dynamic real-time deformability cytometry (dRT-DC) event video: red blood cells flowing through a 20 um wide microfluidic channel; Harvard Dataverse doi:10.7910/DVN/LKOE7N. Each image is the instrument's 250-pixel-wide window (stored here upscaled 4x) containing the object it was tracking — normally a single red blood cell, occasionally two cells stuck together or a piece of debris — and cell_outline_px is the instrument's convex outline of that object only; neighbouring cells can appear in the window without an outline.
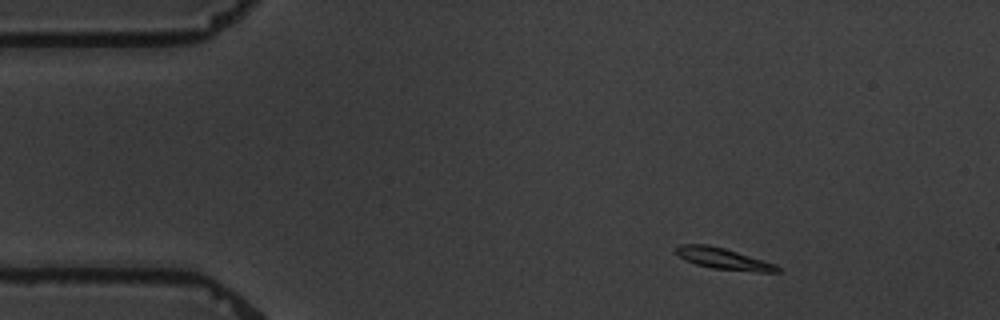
{"species": "common noctule bat (a hibernating species)", "species_latin": "Nyctalus noctula", "temperature_condition": "warm", "stored_images_in_passage": 6, "camera_frame_rate_fps": 3000, "um_per_image_px": 0.085, "animal": {"sex": "male", "body_mass_g": 19.5, "forearm_length_mm": 54.6}, "frame": {"image": 1, "passage_image": 1, "time_ms": 0.0, "image_size_px": [1000, 320], "cell_outline_px": [[780, 272], [756, 272], [712, 268], [696, 264], [684, 260], [676, 252], [676, 248], [680, 244], [708, 244], [724, 248], [776, 264], [780, 268]], "centroid_in_image_um": [61.5, 21.99], "position_along_channel_um": 23.5, "area_um2": 12.48}}
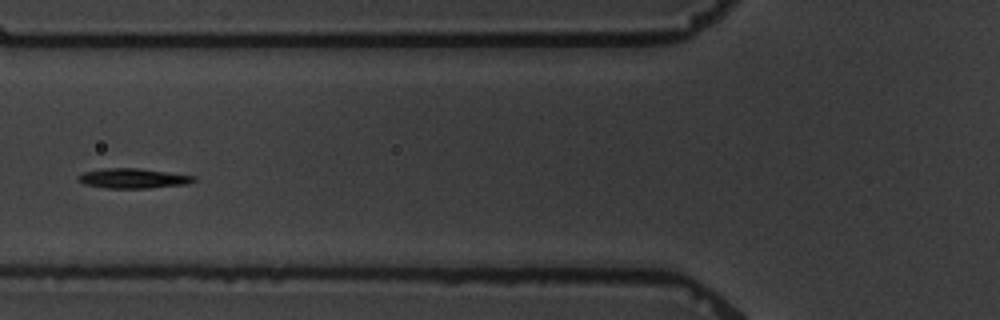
{"frame": {"image": 2, "passage_image": 5, "time_ms": 4.667, "image_size_px": [1000, 320], "cell_outline_px": [[196, 180], [188, 184], [148, 188], [108, 188], [84, 184], [76, 180], [76, 176], [84, 172], [104, 168], [136, 168], [196, 176]], "centroid_in_image_um": [11.28, 15.16], "position_along_channel_um": 114.5, "area_um2": 13.35}}
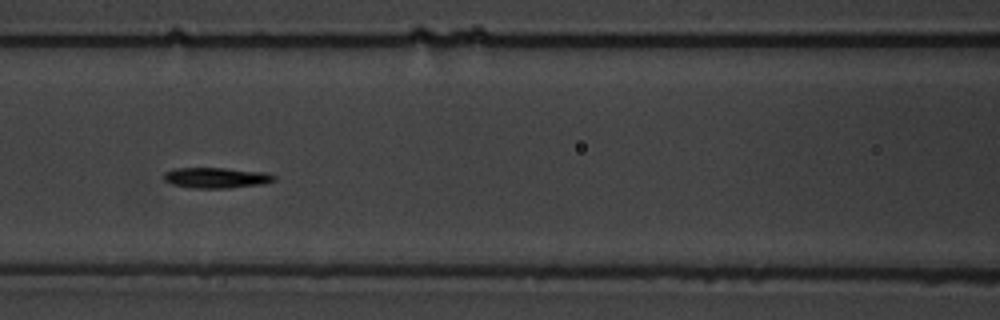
{"frame": {"image": 3, "passage_image": 6, "time_ms": 5.667, "image_size_px": [1000, 320], "cell_outline_px": [[276, 180], [264, 184], [228, 188], [196, 188], [172, 184], [164, 180], [164, 172], [176, 168], [224, 168], [268, 172], [276, 176]], "centroid_in_image_um": [18.44, 15.1], "position_along_channel_um": 148.2, "area_um2": 13.29}}